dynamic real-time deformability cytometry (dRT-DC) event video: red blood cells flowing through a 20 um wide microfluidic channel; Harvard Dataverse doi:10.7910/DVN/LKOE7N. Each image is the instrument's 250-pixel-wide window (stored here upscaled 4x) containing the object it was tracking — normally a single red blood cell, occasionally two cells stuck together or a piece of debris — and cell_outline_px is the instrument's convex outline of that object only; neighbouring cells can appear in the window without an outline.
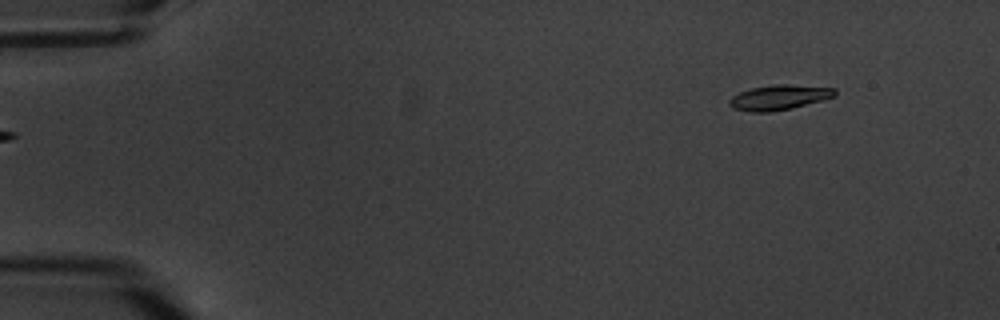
{"species": "common noctule bat (a hibernating species)", "species_latin": "Nyctalus noctula", "temperature_condition": "warm", "stored_images_in_passage": 8, "camera_frame_rate_fps": 3000, "um_per_image_px": 0.085, "animal": {"sex": "male", "body_mass_g": 20.1, "forearm_length_mm": 53.5}, "frame": {"image": 1, "passage_image": 8, "time_ms": 8.333, "image_size_px": [1000, 320], "cell_outline_px": [[836, 96], [824, 100], [792, 108], [768, 112], [752, 112], [732, 108], [728, 104], [728, 100], [732, 96], [740, 92], [752, 88], [772, 84], [788, 84], [836, 88]], "centroid_in_image_um": [66.23, 8.27], "position_along_channel_um": 18.8, "area_um2": 15.49}}